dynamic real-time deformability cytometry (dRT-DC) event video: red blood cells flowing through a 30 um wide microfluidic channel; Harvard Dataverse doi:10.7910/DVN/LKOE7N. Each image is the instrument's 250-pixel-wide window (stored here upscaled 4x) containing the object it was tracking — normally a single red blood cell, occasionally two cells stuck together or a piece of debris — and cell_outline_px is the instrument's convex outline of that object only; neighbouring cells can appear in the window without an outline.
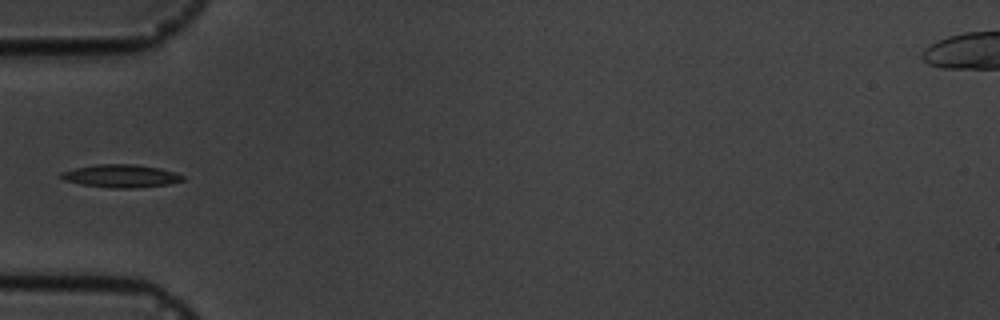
{"species": "common noctule bat (a hibernating species)", "species_latin": "Nyctalus noctula", "temperature_condition": "cold", "stored_images_in_passage": 17, "camera_frame_rate_fps": 3000, "um_per_image_px": 0.085, "animal": {"sex": "male", "body_mass_g": 19.5, "forearm_length_mm": 54.6}, "frame": {"image": 1, "passage_image": 6, "time_ms": 5.667, "image_size_px": [1000, 320], "cell_outline_px": [[184, 180], [168, 184], [136, 188], [112, 188], [80, 184], [64, 180], [60, 176], [60, 172], [76, 168], [96, 164], [136, 164], [160, 168], [176, 172], [184, 176]], "centroid_in_image_um": [10.29, 14.95], "position_along_channel_um": 74.7, "area_um2": 16.3}}
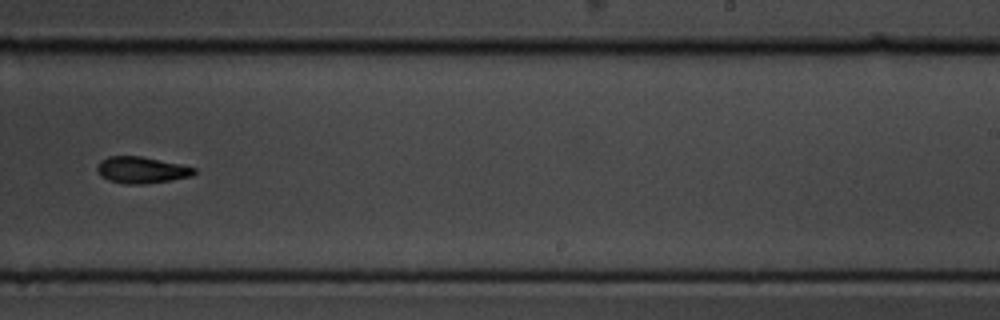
{"frame": {"image": 2, "passage_image": 11, "time_ms": 11.333, "image_size_px": [1000, 320], "cell_outline_px": [[196, 172], [192, 176], [172, 180], [144, 184], [124, 184], [108, 180], [100, 176], [96, 168], [100, 160], [108, 156], [140, 156], [180, 164], [196, 168]], "centroid_in_image_um": [12.01, 14.45], "position_along_channel_um": 277.0, "area_um2": 15.09}}
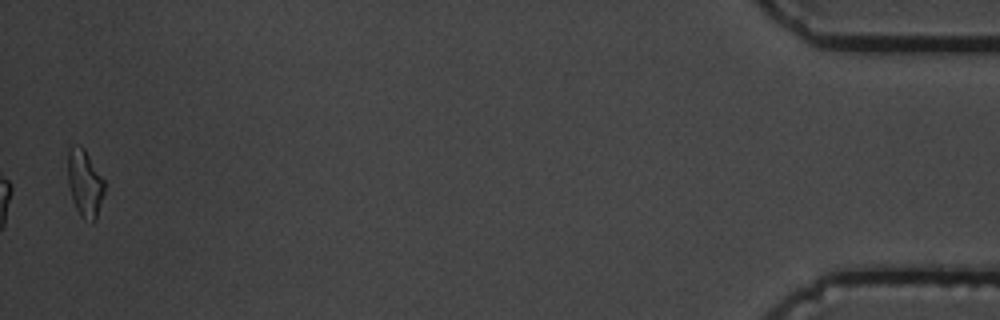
{"frame": {"image": 3, "passage_image": 17, "time_ms": 18.0, "image_size_px": [1000, 320], "cell_outline_px": [[104, 192], [96, 220], [92, 224], [84, 220], [80, 216], [76, 208], [68, 184], [68, 148], [72, 144], [80, 144], [84, 148], [104, 180]], "centroid_in_image_um": [7.2, 15.58], "position_along_channel_um": 428.0, "area_um2": 14.45}, "authors_computed_cell_mechanics": {"area_um2": 15.3748, "velocity_mm_per_s": 3.5741, "shape_relaxation_time_tau1_ms": 6.677, "shape_relaxation_time_tau2_ms": null, "deformation_change_tau1": 0.1758, "deformation_change_tau2": null}}